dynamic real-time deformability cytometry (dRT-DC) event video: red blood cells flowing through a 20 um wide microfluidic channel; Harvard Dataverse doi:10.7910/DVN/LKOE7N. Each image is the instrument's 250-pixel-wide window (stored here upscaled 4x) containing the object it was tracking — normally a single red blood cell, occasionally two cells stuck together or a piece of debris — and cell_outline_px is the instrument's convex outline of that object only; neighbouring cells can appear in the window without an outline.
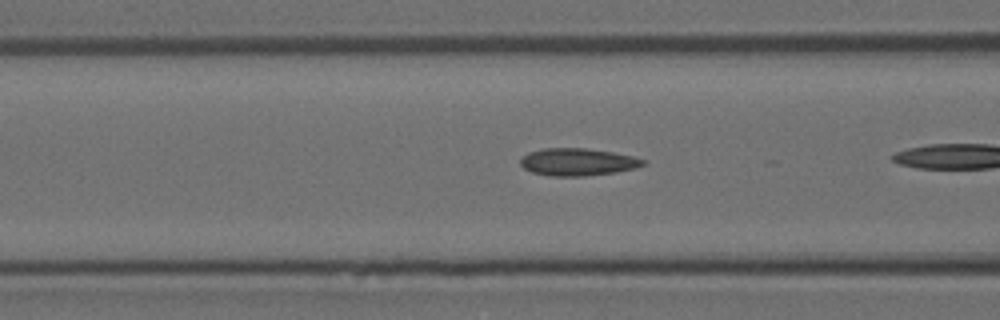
{"species": "Egyptian fruit bat (a non-hibernating species)", "species_latin": "Rousettus aegyptiacus", "temperature_condition": "room temperature", "stored_images_in_passage": 35, "camera_frame_rate_fps": 3000, "um_per_image_px": 0.085, "animal": {"sex": "female"}, "frame": {"image": 1, "passage_image": 16, "time_ms": 5.0, "image_size_px": [1000, 320], "cell_outline_px": [[648, 160], [644, 164], [636, 168], [616, 172], [584, 176], [552, 176], [532, 172], [524, 168], [520, 164], [520, 160], [528, 152], [544, 148], [588, 148], [612, 152], [632, 156]], "centroid_in_image_um": [49.12, 13.76], "position_along_channel_um": 117.5, "area_um2": 19.59}}
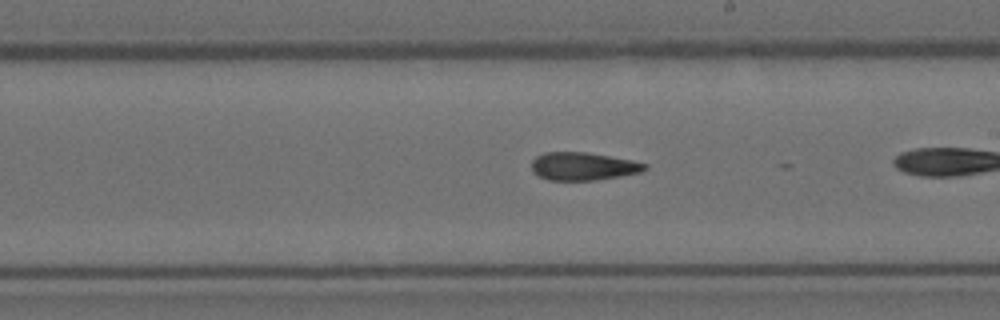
{"frame": {"image": 2, "passage_image": 25, "time_ms": 8.0, "image_size_px": [1000, 320], "cell_outline_px": [[648, 168], [640, 172], [620, 176], [592, 180], [548, 180], [536, 176], [532, 172], [532, 160], [536, 156], [544, 152], [588, 152], [632, 160], [648, 164]], "centroid_in_image_um": [49.53, 14.13], "position_along_channel_um": 239.5, "area_um2": 18.55}}